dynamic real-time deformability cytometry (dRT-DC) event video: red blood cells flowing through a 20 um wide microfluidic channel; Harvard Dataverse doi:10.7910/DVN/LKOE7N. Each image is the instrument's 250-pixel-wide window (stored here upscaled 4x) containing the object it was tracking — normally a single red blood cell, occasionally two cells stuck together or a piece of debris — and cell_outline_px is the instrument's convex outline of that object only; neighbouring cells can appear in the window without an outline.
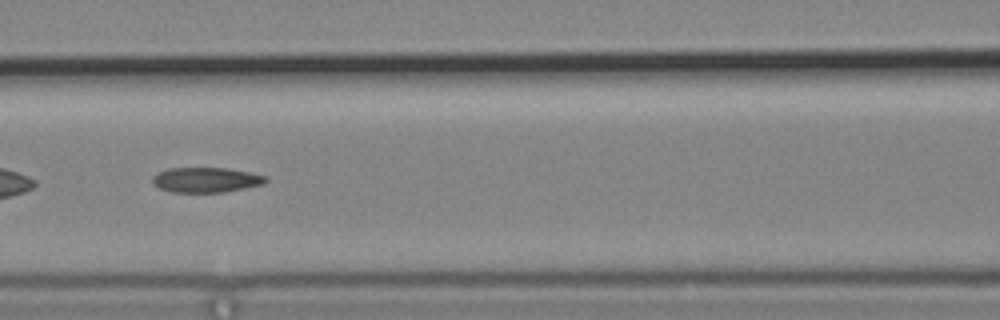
{"species": "common noctule bat (a hibernating species)", "species_latin": "Nyctalus noctula", "temperature_condition": "cold", "stored_images_in_passage": 9, "camera_frame_rate_fps": 3000, "um_per_image_px": 0.085, "animal": {"sex": "male", "body_mass_g": 19.2, "forearm_length_mm": 51.8}, "frame": {"image": 1, "passage_image": 6, "time_ms": 1.667, "image_size_px": [1000, 320], "cell_outline_px": [[268, 180], [264, 184], [224, 192], [172, 192], [160, 188], [152, 184], [152, 176], [168, 168], [228, 168], [268, 176]], "centroid_in_image_um": [17.52, 15.29], "position_along_channel_um": 149.1, "area_um2": 16.53}}
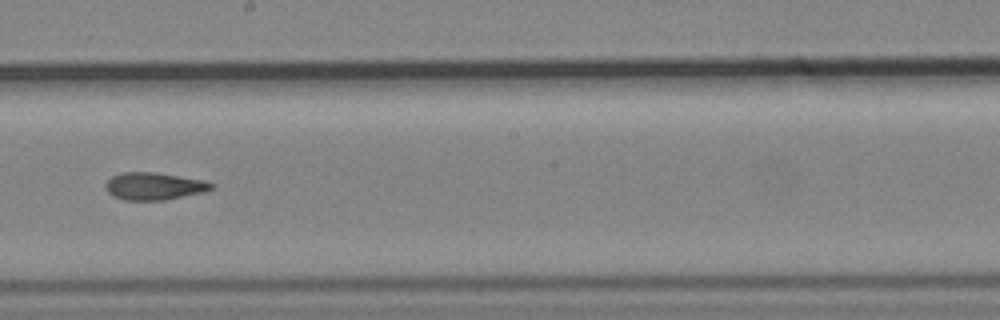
{"frame": {"image": 2, "passage_image": 8, "time_ms": 2.333, "image_size_px": [1000, 320], "cell_outline_px": [[216, 184], [212, 188], [204, 192], [164, 200], [124, 200], [112, 196], [104, 188], [104, 184], [112, 176], [124, 172], [156, 172], [208, 180]], "centroid_in_image_um": [13.12, 15.82], "position_along_channel_um": 235.1, "area_um2": 17.17}}
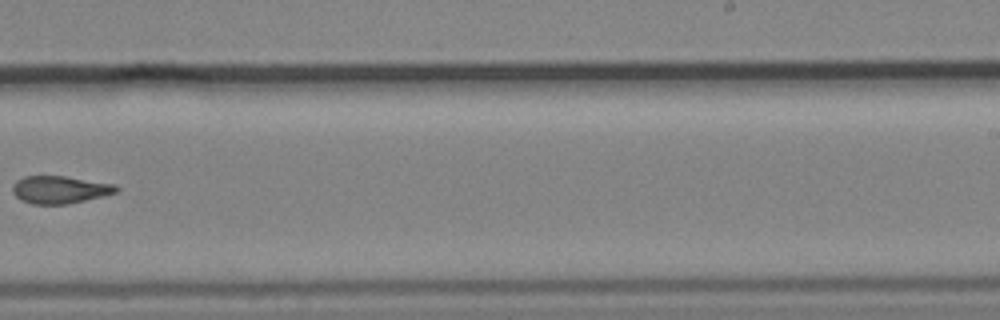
{"frame": {"image": 3, "passage_image": 9, "time_ms": 2.667, "image_size_px": [1000, 320], "cell_outline_px": [[120, 188], [116, 192], [104, 196], [68, 204], [32, 204], [20, 200], [12, 192], [12, 184], [16, 180], [24, 176], [64, 176], [116, 184]], "centroid_in_image_um": [5.08, 16.12], "position_along_channel_um": 283.9, "area_um2": 16.82}}